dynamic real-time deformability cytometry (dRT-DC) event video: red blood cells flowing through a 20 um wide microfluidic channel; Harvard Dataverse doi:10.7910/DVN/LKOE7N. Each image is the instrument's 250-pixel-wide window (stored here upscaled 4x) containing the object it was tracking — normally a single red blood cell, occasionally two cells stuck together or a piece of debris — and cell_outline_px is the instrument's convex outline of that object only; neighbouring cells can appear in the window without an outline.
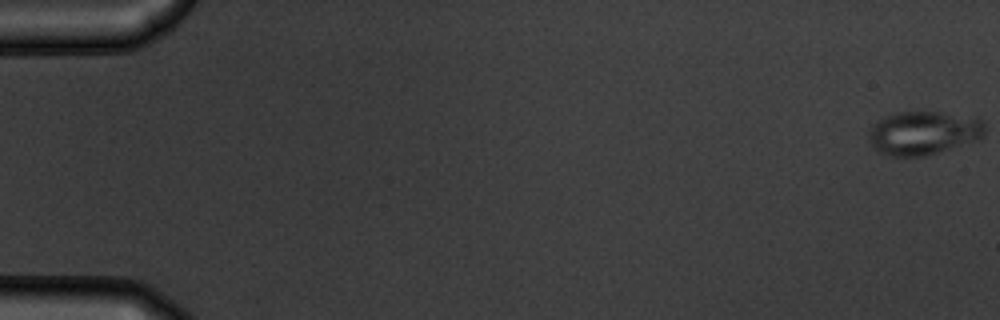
{"species": "common noctule bat (a hibernating species)", "species_latin": "Nyctalus noctula", "temperature_condition": "warm", "stored_images_in_passage": 50, "camera_frame_rate_fps": 3000, "um_per_image_px": 0.085, "animal": {"sex": "male", "body_mass_g": 19.5, "forearm_length_mm": 54.6}, "frame": {"image": 1, "passage_image": 1, "time_ms": 0.0, "image_size_px": [1000, 320], "cell_outline_px": [[984, 136], [980, 140], [924, 156], [892, 156], [880, 152], [872, 144], [868, 136], [868, 132], [872, 124], [876, 120], [884, 116], [896, 112], [940, 112], [976, 116], [984, 124]], "centroid_in_image_um": [78.52, 11.28], "position_along_channel_um": 6.5, "area_um2": 29.77}}
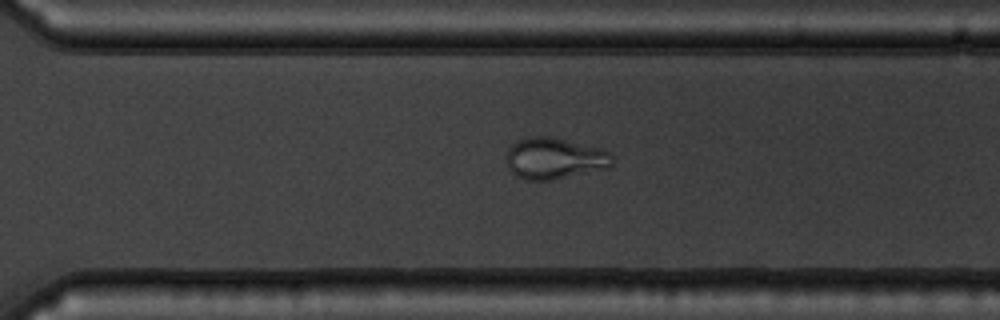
{"frame": {"image": 2, "passage_image": 39, "time_ms": 12.667, "image_size_px": [1000, 320], "cell_outline_px": [[612, 164], [608, 168], [552, 180], [524, 180], [516, 176], [508, 168], [508, 148], [512, 144], [520, 140], [532, 136], [548, 136], [604, 148], [612, 152]], "centroid_in_image_um": [47.17, 13.46], "position_along_channel_um": 323.4, "area_um2": 25.61}}
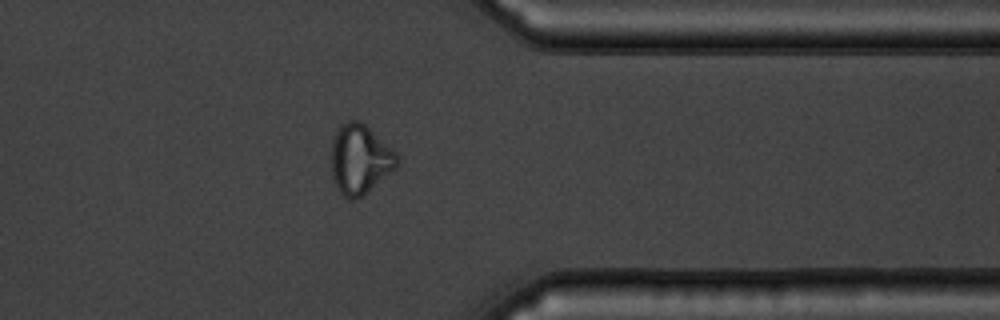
{"frame": {"image": 3, "passage_image": 44, "time_ms": 14.333, "image_size_px": [1000, 320], "cell_outline_px": [[400, 164], [396, 168], [360, 196], [352, 200], [348, 200], [340, 192], [332, 180], [332, 140], [340, 124], [348, 120], [360, 120], [396, 152], [400, 156]], "centroid_in_image_um": [30.6, 13.51], "position_along_channel_um": 380.8, "area_um2": 26.53}}